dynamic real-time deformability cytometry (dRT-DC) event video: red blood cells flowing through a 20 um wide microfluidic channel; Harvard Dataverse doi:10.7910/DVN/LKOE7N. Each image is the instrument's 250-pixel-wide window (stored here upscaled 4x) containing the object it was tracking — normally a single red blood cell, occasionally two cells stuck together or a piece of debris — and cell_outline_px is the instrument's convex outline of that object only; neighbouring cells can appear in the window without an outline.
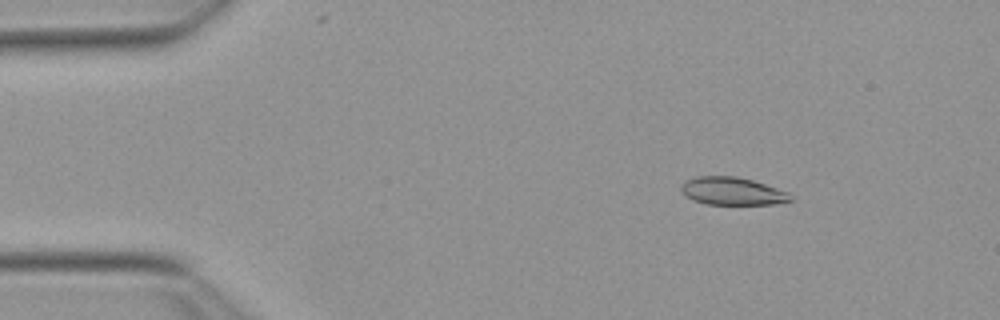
{"species": "Egyptian fruit bat (a non-hibernating species)", "species_latin": "Rousettus aegyptiacus", "temperature_condition": "warm", "stored_images_in_passage": 47, "camera_frame_rate_fps": 3000, "um_per_image_px": 0.085, "animal": {"sex": "female"}, "frame": {"image": 1, "passage_image": 1, "time_ms": 0.0, "image_size_px": [1000, 320], "cell_outline_px": [[792, 200], [776, 204], [708, 204], [692, 200], [680, 188], [688, 180], [696, 176], [736, 176], [752, 180], [788, 192], [792, 196]], "centroid_in_image_um": [62.28, 16.25], "position_along_channel_um": 22.7, "area_um2": 17.4}}
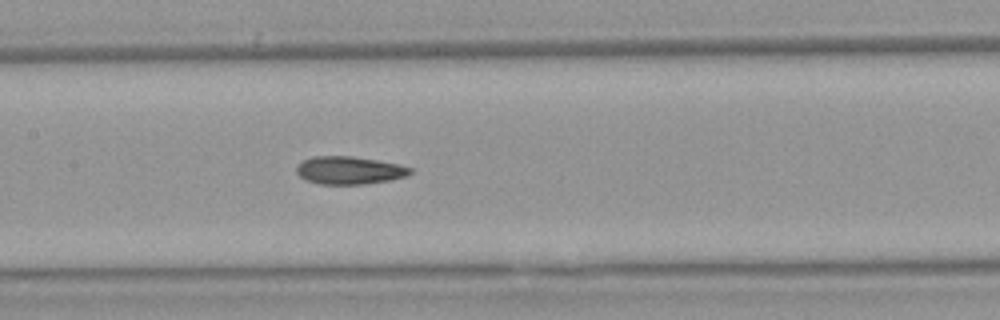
{"frame": {"image": 2, "passage_image": 19, "time_ms": 6.0, "image_size_px": [1000, 320], "cell_outline_px": [[412, 172], [408, 176], [388, 180], [364, 184], [320, 184], [304, 180], [296, 172], [296, 168], [304, 160], [312, 156], [352, 156], [400, 164], [412, 168]], "centroid_in_image_um": [29.7, 14.48], "position_along_channel_um": 177.7, "area_um2": 18.44}}
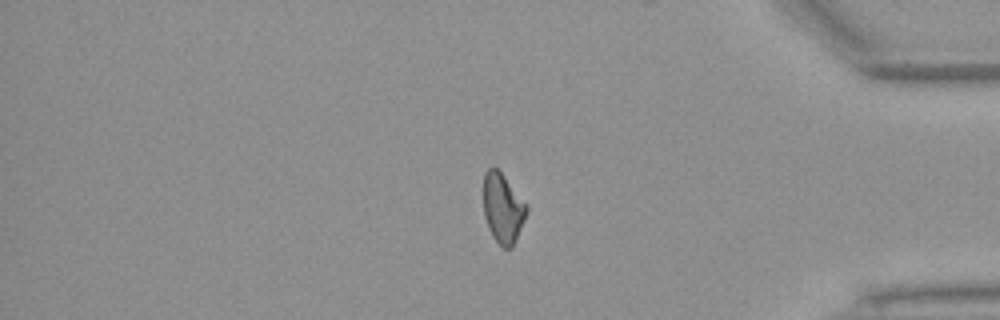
{"frame": {"image": 3, "passage_image": 38, "time_ms": 12.333, "image_size_px": [1000, 320], "cell_outline_px": [[528, 212], [512, 248], [504, 248], [492, 236], [488, 228], [484, 216], [484, 172], [488, 168], [496, 168], [504, 176], [528, 204]], "centroid_in_image_um": [42.76, 17.7], "position_along_channel_um": 392.4, "area_um2": 17.51}, "authors_computed_cell_mechanics": {"area_um2": 18.1492, "velocity_mm_per_s": 3.8317, "shape_relaxation_time_tau1_ms": 10.269, "shape_relaxation_time_tau2_ms": 3.465, "deformation_change_tau1": 0.2354, "deformation_change_tau2": 0.1238}}